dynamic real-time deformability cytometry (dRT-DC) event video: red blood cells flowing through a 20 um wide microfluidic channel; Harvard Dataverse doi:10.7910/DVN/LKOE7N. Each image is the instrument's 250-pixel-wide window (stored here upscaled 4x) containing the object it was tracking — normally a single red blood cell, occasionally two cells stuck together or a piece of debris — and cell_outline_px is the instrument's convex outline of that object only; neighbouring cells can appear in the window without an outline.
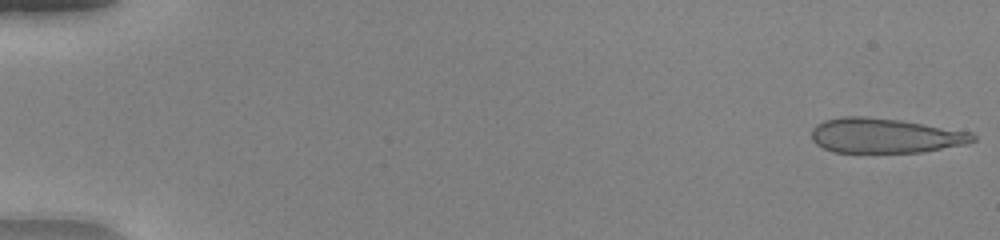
{"species": "human", "species_latin": "Homo sapiens", "temperature_condition": "warm", "stored_images_in_passage": 50, "camera_frame_rate_fps": 3000, "um_per_image_px": 0.085, "donor": {"sex": "female"}, "frame": {"image": 1, "passage_image": 1, "time_ms": 0.0, "image_size_px": [1000, 240], "cell_outline_px": [[976, 140], [968, 144], [924, 152], [832, 152], [816, 144], [812, 140], [812, 128], [816, 124], [824, 120], [844, 116], [864, 116], [900, 120], [972, 132], [976, 136]], "centroid_in_image_um": [75.24, 11.53], "position_along_channel_um": 9.8, "area_um2": 32.89}}
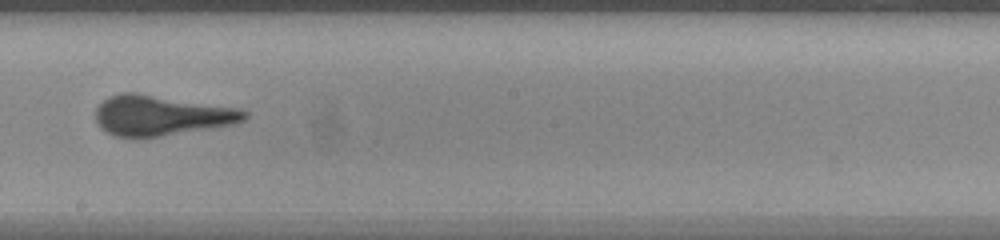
{"frame": {"image": 2, "passage_image": 30, "time_ms": 9.667, "image_size_px": [1000, 240], "cell_outline_px": [[248, 116], [244, 120], [236, 124], [136, 140], [132, 140], [112, 136], [104, 132], [100, 128], [96, 120], [96, 108], [108, 96], [120, 92], [136, 92], [240, 108], [248, 112]], "centroid_in_image_um": [13.65, 9.83], "position_along_channel_um": 234.5, "area_um2": 35.78}}
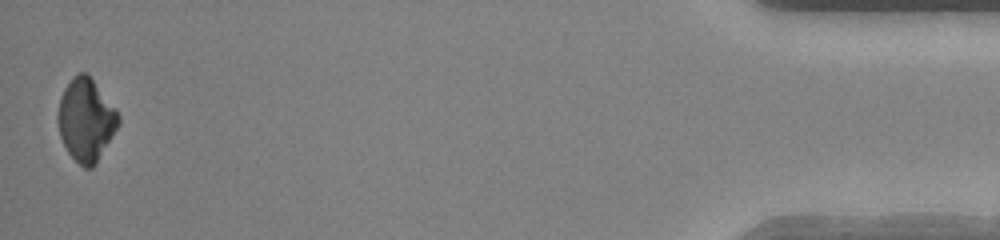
{"frame": {"image": 3, "passage_image": 50, "time_ms": 16.333, "image_size_px": [1000, 240], "cell_outline_px": [[120, 124], [96, 164], [92, 168], [84, 168], [68, 152], [60, 136], [56, 120], [56, 112], [60, 96], [64, 88], [72, 76], [76, 72], [84, 72], [92, 80], [116, 108], [120, 116]], "centroid_in_image_um": [7.29, 10.19], "position_along_channel_um": 427.9, "area_um2": 29.36}}